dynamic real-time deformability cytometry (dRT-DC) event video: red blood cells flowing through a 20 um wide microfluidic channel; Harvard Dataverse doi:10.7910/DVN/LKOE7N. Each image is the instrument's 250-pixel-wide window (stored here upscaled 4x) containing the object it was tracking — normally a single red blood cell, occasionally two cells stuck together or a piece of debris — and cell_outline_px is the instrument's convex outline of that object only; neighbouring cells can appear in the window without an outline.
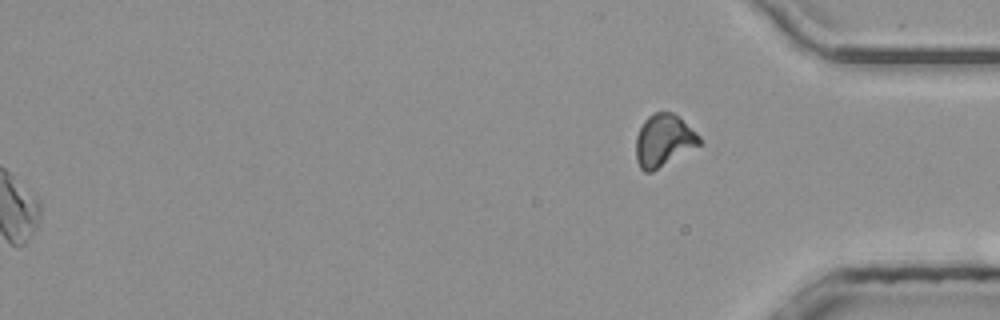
{"species": "common noctule bat (a hibernating species)", "species_latin": "Nyctalus noctula", "temperature_condition": "room temperature", "stored_images_in_passage": 53, "segment_of_instrument_passage": [3, 3], "camera_frame_rate_fps": 3000, "um_per_image_px": 0.085, "animal": {"sex": "male", "body_mass_g": 20.4}, "frame": {"image": 1, "passage_image": 53, "time_ms": 17.333, "image_size_px": [1000, 320], "cell_outline_px": [[700, 144], [652, 172], [644, 172], [640, 168], [636, 160], [636, 136], [644, 120], [652, 112], [672, 112], [696, 132], [700, 136]], "centroid_in_image_um": [56.37, 11.94], "position_along_channel_um": 378.8, "area_um2": 19.07}}